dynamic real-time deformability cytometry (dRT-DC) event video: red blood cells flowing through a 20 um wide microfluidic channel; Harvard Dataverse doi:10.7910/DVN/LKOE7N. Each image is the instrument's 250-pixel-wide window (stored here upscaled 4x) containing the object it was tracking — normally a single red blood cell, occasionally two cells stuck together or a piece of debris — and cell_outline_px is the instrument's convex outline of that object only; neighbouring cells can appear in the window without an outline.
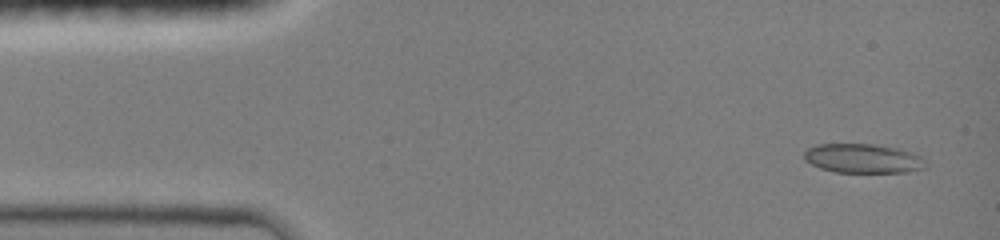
{"species": "common noctule bat (a hibernating species)", "species_latin": "Nyctalus noctula", "temperature_condition": "room temperature", "stored_images_in_passage": 8, "camera_frame_rate_fps": 3000, "um_per_image_px": 0.085, "animal": {"sex": "female", "body_mass_g": 19.0, "forearm_length_mm": 51.5}, "frame": {"image": 1, "passage_image": 1, "time_ms": 0.0, "image_size_px": [1000, 240], "cell_outline_px": [[920, 168], [904, 172], [836, 172], [820, 168], [804, 160], [804, 152], [808, 148], [820, 144], [872, 144], [892, 148], [908, 152], [920, 156]], "centroid_in_image_um": [73.2, 13.47], "position_along_channel_um": 11.8, "area_um2": 19.88}}
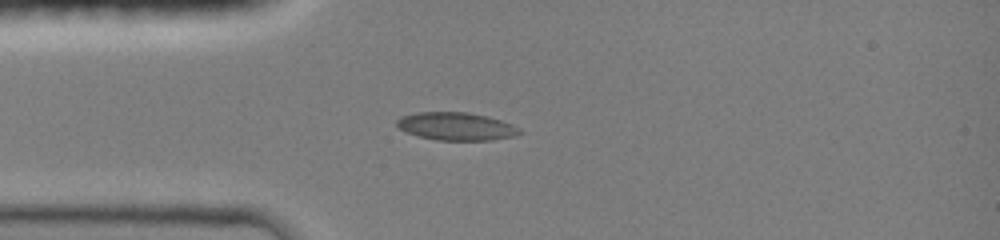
{"frame": {"image": 2, "passage_image": 6, "time_ms": 3.0, "image_size_px": [1000, 240], "cell_outline_px": [[524, 132], [512, 136], [492, 140], [436, 140], [420, 136], [408, 132], [400, 128], [396, 124], [396, 120], [400, 116], [420, 112], [468, 112], [500, 120], [512, 124], [520, 128]], "centroid_in_image_um": [38.79, 10.74], "position_along_channel_um": 46.2, "area_um2": 19.77}}
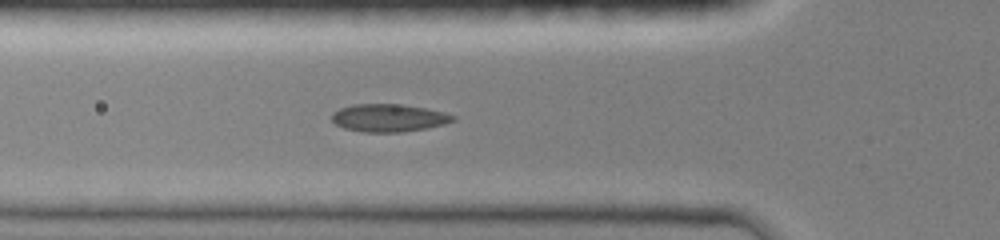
{"frame": {"image": 3, "passage_image": 8, "time_ms": 4.333, "image_size_px": [1000, 240], "cell_outline_px": [[456, 120], [444, 124], [424, 128], [400, 132], [364, 132], [344, 128], [336, 124], [332, 120], [332, 112], [340, 108], [352, 104], [400, 104], [424, 108], [444, 112], [456, 116]], "centroid_in_image_um": [33.02, 10.01], "position_along_channel_um": 92.8, "area_um2": 19.48}}